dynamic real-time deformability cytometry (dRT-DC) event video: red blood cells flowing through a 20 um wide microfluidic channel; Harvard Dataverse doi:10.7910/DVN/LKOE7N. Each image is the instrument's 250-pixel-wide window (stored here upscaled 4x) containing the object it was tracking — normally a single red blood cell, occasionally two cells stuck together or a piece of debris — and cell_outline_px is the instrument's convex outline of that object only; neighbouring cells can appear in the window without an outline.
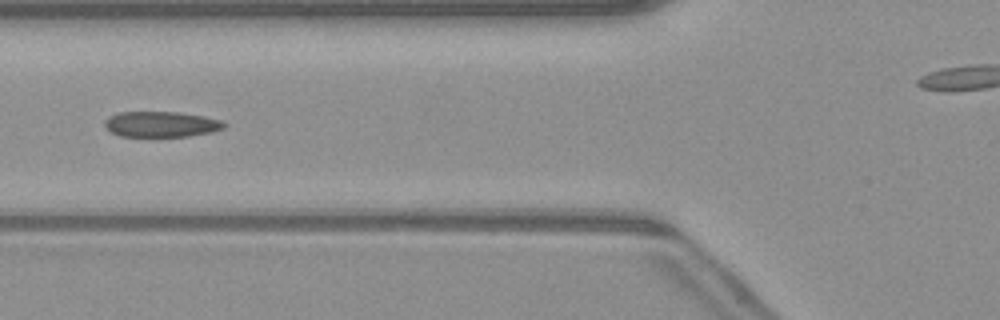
{"species": "common noctule bat (a hibernating species)", "species_latin": "Nyctalus noctula", "temperature_condition": "warm", "stored_images_in_passage": 52, "camera_frame_rate_fps": 3000, "um_per_image_px": 0.085, "animal": {"sex": "male", "body_mass_g": 23.1, "forearm_length_mm": 52.7}, "frame": {"image": 1, "passage_image": 20, "time_ms": 6.333, "image_size_px": [1000, 320], "cell_outline_px": [[228, 124], [224, 128], [212, 132], [188, 136], [120, 136], [112, 132], [104, 124], [104, 120], [108, 116], [120, 112], [176, 112], [204, 116], [220, 120]], "centroid_in_image_um": [13.71, 10.55], "position_along_channel_um": 112.1, "area_um2": 17.74}}
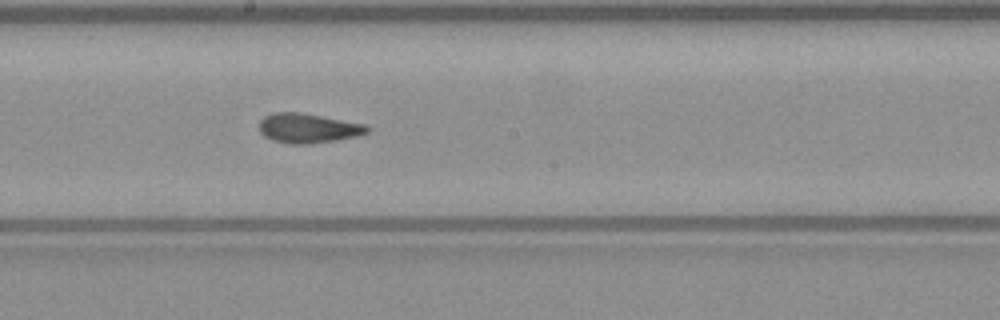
{"frame": {"image": 2, "passage_image": 28, "time_ms": 9.0, "image_size_px": [1000, 320], "cell_outline_px": [[372, 128], [368, 132], [356, 136], [336, 140], [308, 144], [288, 144], [272, 140], [264, 136], [260, 132], [260, 120], [264, 116], [272, 112], [300, 112], [368, 124]], "centroid_in_image_um": [26.2, 10.89], "position_along_channel_um": 222.0, "area_um2": 18.84}}
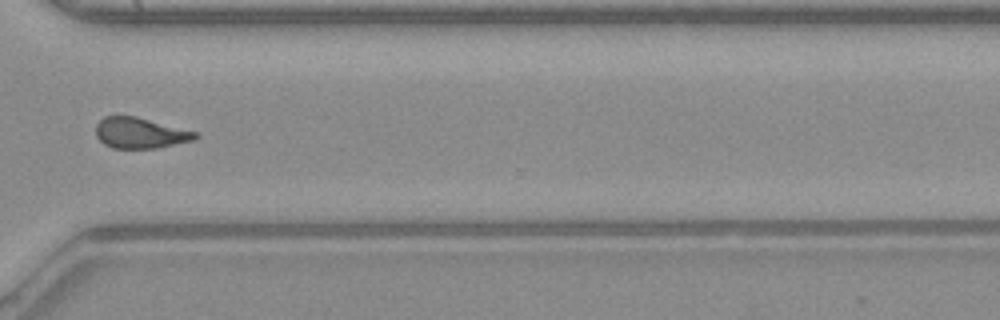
{"frame": {"image": 3, "passage_image": 38, "time_ms": 12.333, "image_size_px": [1000, 320], "cell_outline_px": [[200, 136], [196, 140], [156, 148], [112, 148], [104, 144], [96, 136], [96, 124], [104, 116], [136, 116], [200, 132]], "centroid_in_image_um": [11.97, 11.3], "position_along_channel_um": 358.6, "area_um2": 18.09}, "authors_computed_cell_mechanics": {"area_um2": 18.4382, "velocity_mm_per_s": 4.1122, "shape_relaxation_time_tau1_ms": 5.6843, "shape_relaxation_time_tau2_ms": 1.5642, "deformation_change_tau1": 0.1621, "deformation_change_tau2": 0.1017}}